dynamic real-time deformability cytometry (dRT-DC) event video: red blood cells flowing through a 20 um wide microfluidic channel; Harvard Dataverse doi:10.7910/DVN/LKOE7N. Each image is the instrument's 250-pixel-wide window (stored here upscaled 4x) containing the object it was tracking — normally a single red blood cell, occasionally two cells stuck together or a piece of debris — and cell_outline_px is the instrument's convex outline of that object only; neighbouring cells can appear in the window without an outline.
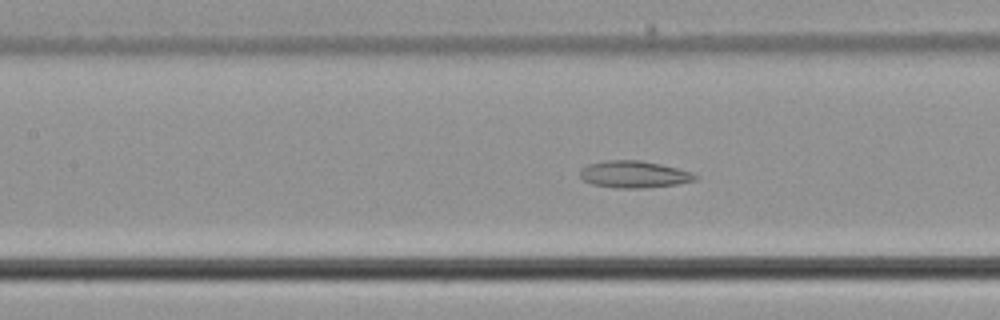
{"species": "common noctule bat (a hibernating species)", "species_latin": "Nyctalus noctula", "temperature_condition": "cold", "stored_images_in_passage": 57, "camera_frame_rate_fps": 3000, "um_per_image_px": 0.085, "animal": {"sex": "male", "body_mass_g": 21.5, "forearm_length_mm": 52.0}, "frame": {"image": 1, "passage_image": 26, "time_ms": 8.333, "image_size_px": [1000, 320], "cell_outline_px": [[700, 176], [696, 180], [676, 184], [644, 188], [616, 188], [592, 184], [584, 180], [580, 176], [580, 168], [588, 164], [608, 160], [640, 160], [660, 164], [692, 172]], "centroid_in_image_um": [53.89, 14.82], "position_along_channel_um": 153.5, "area_um2": 18.09}}
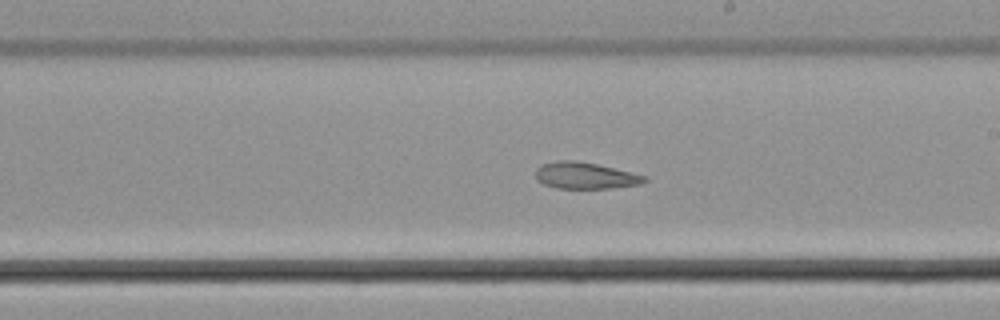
{"frame": {"image": 2, "passage_image": 33, "time_ms": 10.667, "image_size_px": [1000, 320], "cell_outline_px": [[648, 180], [640, 184], [612, 188], [556, 188], [544, 184], [536, 180], [536, 168], [540, 164], [556, 160], [572, 160], [596, 164], [648, 176]], "centroid_in_image_um": [49.72, 14.92], "position_along_channel_um": 239.3, "area_um2": 16.88}}
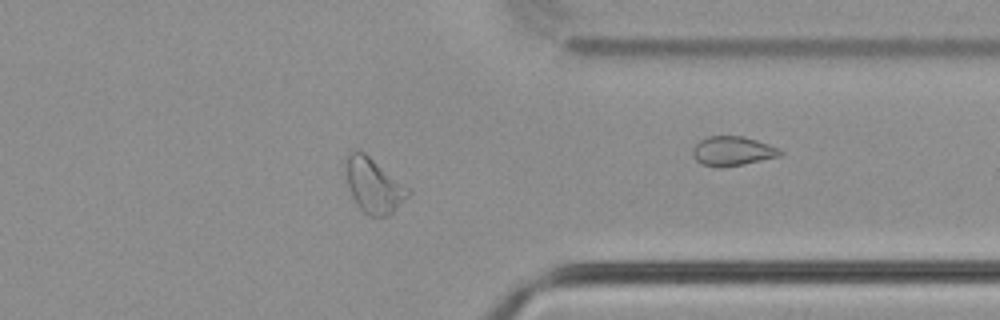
{"frame": {"image": 3, "passage_image": 45, "time_ms": 14.667, "image_size_px": [1000, 320], "cell_outline_px": [[412, 192], [388, 216], [372, 216], [364, 212], [356, 204], [352, 196], [344, 172], [344, 160], [348, 152], [364, 152], [408, 188]], "centroid_in_image_um": [31.71, 15.76], "position_along_channel_um": 379.7, "area_um2": 19.54}, "authors_computed_cell_mechanics": {"area_um2": 21.5594, "velocity_mm_per_s": 3.6843, "shape_relaxation_time_tau1_ms": null, "shape_relaxation_time_tau2_ms": 6.9185, "deformation_change_tau1": null, "deformation_change_tau2": 0.163}}